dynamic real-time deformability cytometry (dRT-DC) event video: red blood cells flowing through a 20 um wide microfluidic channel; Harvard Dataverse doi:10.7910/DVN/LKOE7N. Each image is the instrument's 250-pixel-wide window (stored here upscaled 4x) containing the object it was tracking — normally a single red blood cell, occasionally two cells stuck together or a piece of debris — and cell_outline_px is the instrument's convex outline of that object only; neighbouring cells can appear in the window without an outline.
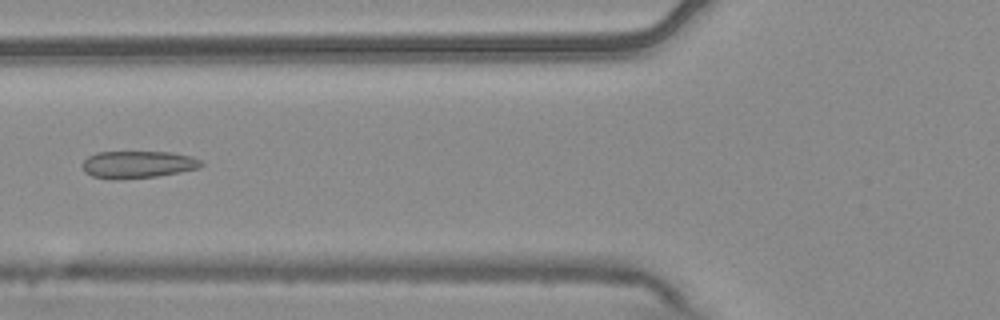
{"species": "common noctule bat (a hibernating species)", "species_latin": "Nyctalus noctula", "temperature_condition": "warm", "stored_images_in_passage": 5, "camera_frame_rate_fps": 3000, "um_per_image_px": 0.085, "animal": {"sex": "male", "body_mass_g": 20.4}, "frame": {"image": 1, "passage_image": 5, "time_ms": 1.333, "image_size_px": [1000, 320], "cell_outline_px": [[204, 164], [200, 168], [180, 172], [156, 176], [112, 180], [92, 176], [84, 172], [80, 164], [88, 156], [96, 152], [172, 152], [192, 156], [200, 160]], "centroid_in_image_um": [11.69, 13.98], "position_along_channel_um": 114.1, "area_um2": 19.07}}